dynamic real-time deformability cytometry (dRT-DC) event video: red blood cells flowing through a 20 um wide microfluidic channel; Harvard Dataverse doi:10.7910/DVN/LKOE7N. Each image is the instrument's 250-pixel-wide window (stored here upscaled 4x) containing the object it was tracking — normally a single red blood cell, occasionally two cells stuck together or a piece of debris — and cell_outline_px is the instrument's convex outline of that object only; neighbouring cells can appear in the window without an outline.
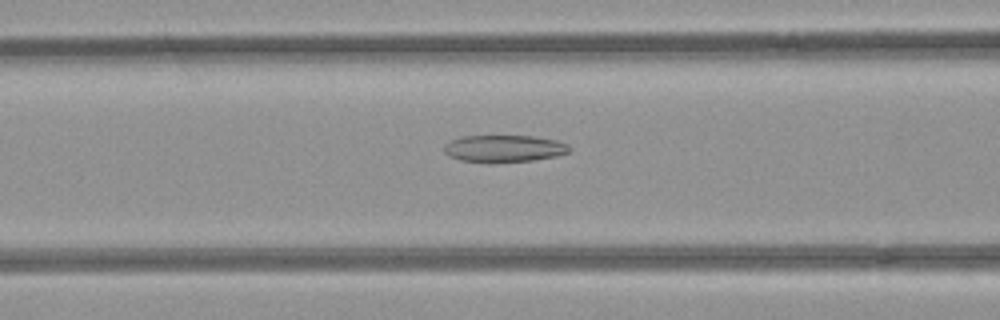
{"species": "common noctule bat (a hibernating species)", "species_latin": "Nyctalus noctula", "temperature_condition": "room temperature", "stored_images_in_passage": 36, "camera_frame_rate_fps": 3000, "um_per_image_px": 0.085, "animal": {"sex": "female", "body_mass_g": 21.9}, "frame": {"image": 1, "passage_image": 5, "time_ms": 1.333, "image_size_px": [1000, 320], "cell_outline_px": [[572, 148], [568, 152], [556, 156], [532, 160], [460, 160], [448, 156], [444, 152], [444, 144], [452, 140], [464, 136], [532, 136], [556, 140], [568, 144]], "centroid_in_image_um": [42.87, 12.59], "position_along_channel_um": 123.7, "area_um2": 19.02}}
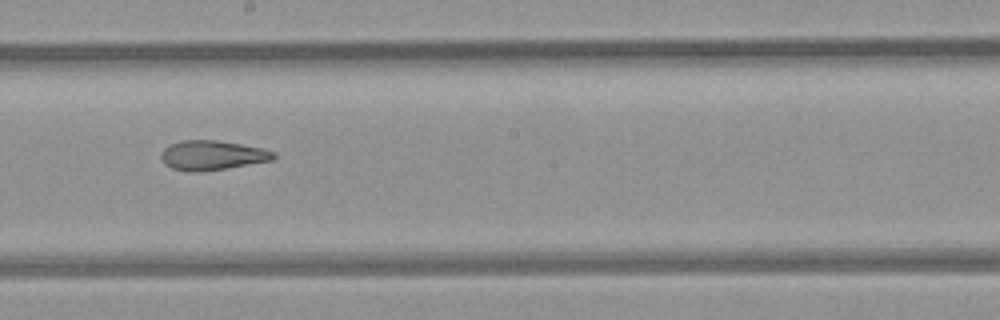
{"frame": {"image": 2, "passage_image": 13, "time_ms": 4.0, "image_size_px": [1000, 320], "cell_outline_px": [[276, 156], [272, 160], [200, 172], [188, 172], [172, 168], [164, 164], [160, 156], [160, 152], [164, 148], [172, 144], [184, 140], [216, 140], [264, 148], [276, 152]], "centroid_in_image_um": [18.02, 13.2], "position_along_channel_um": 230.2, "area_um2": 19.31}}
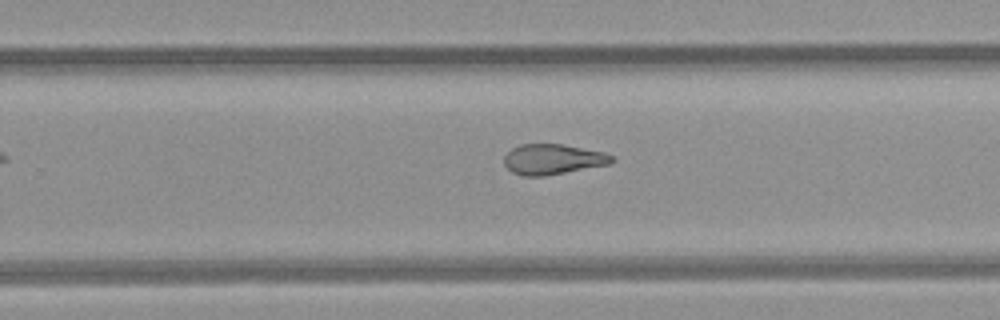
{"frame": {"image": 3, "passage_image": 17, "time_ms": 5.333, "image_size_px": [1000, 320], "cell_outline_px": [[616, 160], [608, 164], [544, 176], [524, 176], [512, 172], [504, 164], [504, 156], [512, 148], [520, 144], [560, 144], [604, 152], [616, 156]], "centroid_in_image_um": [46.99, 13.53], "position_along_channel_um": 282.8, "area_um2": 18.96}, "authors_computed_cell_mechanics": {"area_um2": 20.0566, "velocity_mm_per_s": 3.9818, "shape_relaxation_time_tau1_ms": null, "shape_relaxation_time_tau2_ms": 3.1021, "deformation_change_tau1": null, "deformation_change_tau2": 0.121}}